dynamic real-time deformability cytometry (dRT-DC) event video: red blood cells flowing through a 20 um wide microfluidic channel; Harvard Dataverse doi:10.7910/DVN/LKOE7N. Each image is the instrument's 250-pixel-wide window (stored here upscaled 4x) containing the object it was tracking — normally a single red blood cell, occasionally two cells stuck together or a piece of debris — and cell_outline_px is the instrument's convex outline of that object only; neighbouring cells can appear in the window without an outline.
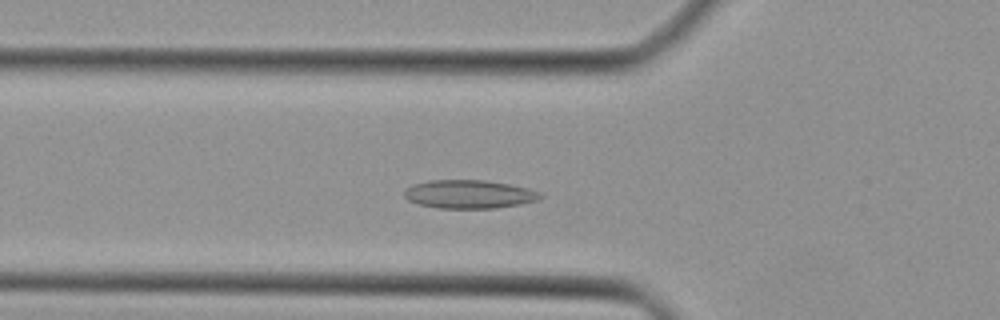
{"species": "Egyptian fruit bat (a non-hibernating species)", "species_latin": "Rousettus aegyptiacus", "temperature_condition": "cold", "stored_images_in_passage": 40, "camera_frame_rate_fps": 3000, "um_per_image_px": 0.085, "animal": {"sex": "female"}, "frame": {"image": 1, "passage_image": 11, "time_ms": 3.333, "image_size_px": [1000, 320], "cell_outline_px": [[544, 196], [536, 200], [520, 204], [496, 208], [436, 208], [420, 204], [408, 200], [404, 196], [404, 192], [412, 184], [428, 180], [484, 180], [508, 184], [528, 188]], "centroid_in_image_um": [39.84, 16.5], "position_along_channel_um": 86.0, "area_um2": 22.37}}
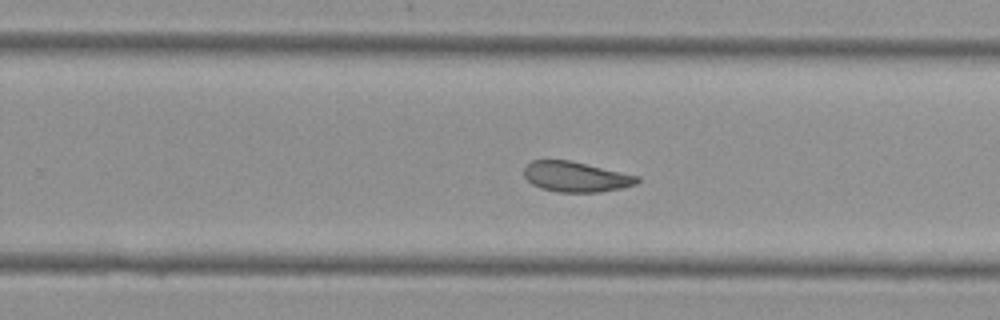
{"frame": {"image": 2, "passage_image": 24, "time_ms": 7.667, "image_size_px": [1000, 320], "cell_outline_px": [[640, 180], [636, 184], [620, 188], [600, 192], [560, 192], [540, 188], [532, 184], [524, 176], [524, 168], [532, 160], [572, 160], [640, 176]], "centroid_in_image_um": [48.96, 15.02], "position_along_channel_um": 280.8, "area_um2": 20.06}}
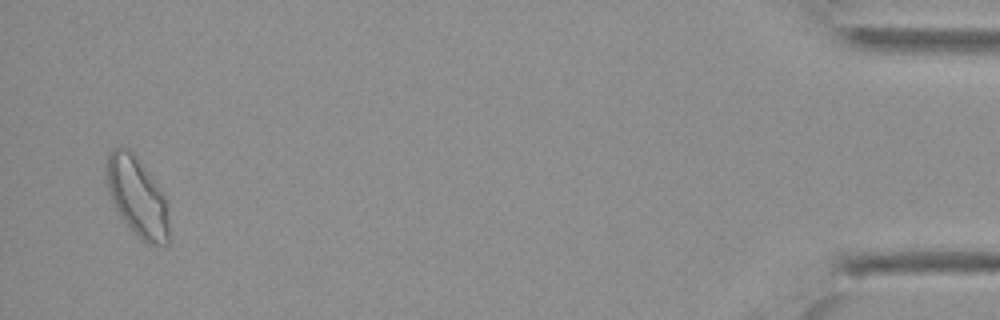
{"frame": {"image": 3, "passage_image": 39, "time_ms": 12.667, "image_size_px": [1000, 320], "cell_outline_px": [[168, 244], [148, 244], [140, 240], [128, 228], [120, 216], [108, 192], [104, 180], [104, 160], [116, 148], [128, 148], [136, 156], [160, 188], [164, 196], [168, 224]], "centroid_in_image_um": [11.6, 16.73], "position_along_channel_um": 423.6, "area_um2": 29.02}}